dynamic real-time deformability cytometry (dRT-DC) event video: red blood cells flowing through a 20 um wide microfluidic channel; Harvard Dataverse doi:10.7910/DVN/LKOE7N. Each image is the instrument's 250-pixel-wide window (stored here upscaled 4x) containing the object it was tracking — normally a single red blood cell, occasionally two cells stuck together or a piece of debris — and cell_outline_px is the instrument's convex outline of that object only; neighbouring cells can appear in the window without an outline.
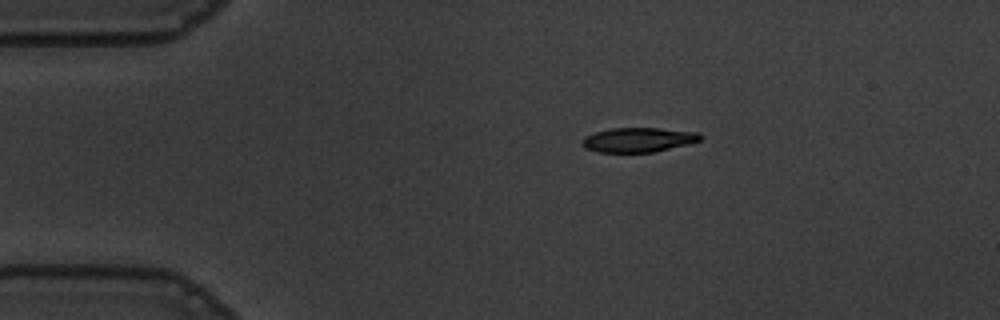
{"species": "common noctule bat (a hibernating species)", "species_latin": "Nyctalus noctula", "temperature_condition": "warm", "stored_images_in_passage": 46, "camera_frame_rate_fps": 3000, "um_per_image_px": 0.085, "animal": {"sex": "male", "body_mass_g": 19.5, "forearm_length_mm": 54.6}, "frame": {"image": 1, "passage_image": 1, "time_ms": 0.0, "image_size_px": [1000, 320], "cell_outline_px": [[704, 136], [700, 140], [688, 144], [652, 152], [600, 152], [584, 148], [580, 144], [580, 140], [584, 136], [596, 132], [612, 128], [660, 128], [696, 132]], "centroid_in_image_um": [54.22, 11.88], "position_along_channel_um": 30.8, "area_um2": 16.88}}
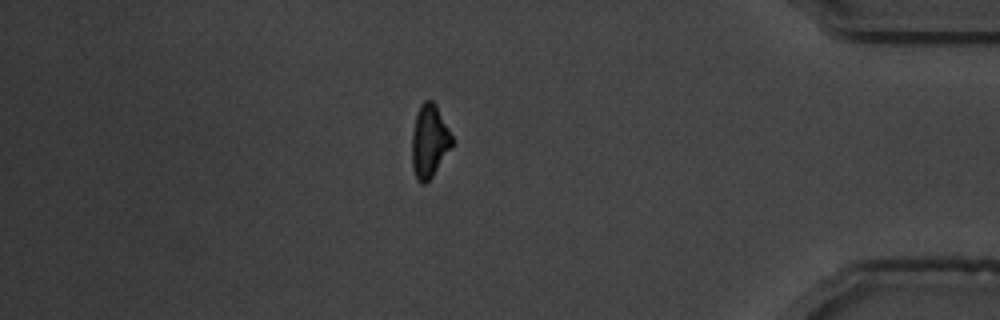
{"frame": {"image": 2, "passage_image": 38, "time_ms": 12.333, "image_size_px": [1000, 320], "cell_outline_px": [[452, 144], [432, 176], [424, 184], [420, 184], [416, 180], [412, 168], [412, 132], [416, 116], [420, 104], [424, 100], [432, 100], [436, 104], [452, 136]], "centroid_in_image_um": [36.46, 11.99], "position_along_channel_um": 398.7, "area_um2": 16.82}}
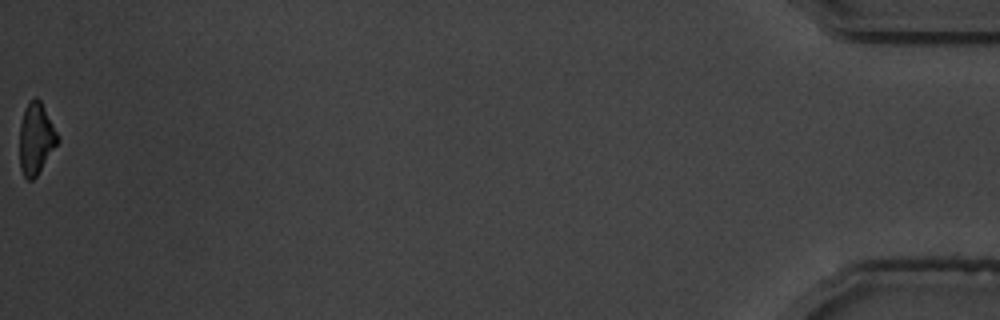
{"frame": {"image": 3, "passage_image": 46, "time_ms": 15.0, "image_size_px": [1000, 320], "cell_outline_px": [[60, 140], [36, 176], [32, 180], [28, 180], [24, 176], [20, 168], [20, 124], [24, 108], [28, 100], [36, 96], [40, 100], [60, 136]], "centroid_in_image_um": [3.06, 11.74], "position_along_channel_um": 432.1, "area_um2": 15.95}, "authors_computed_cell_mechanics": {"area_um2": 17.9758, "velocity_mm_per_s": 3.6673, "shape_relaxation_time_tau1_ms": 3.3359, "shape_relaxation_time_tau2_ms": 7.0293, "deformation_change_tau1": 0.1495, "deformation_change_tau2": 0.1382}}